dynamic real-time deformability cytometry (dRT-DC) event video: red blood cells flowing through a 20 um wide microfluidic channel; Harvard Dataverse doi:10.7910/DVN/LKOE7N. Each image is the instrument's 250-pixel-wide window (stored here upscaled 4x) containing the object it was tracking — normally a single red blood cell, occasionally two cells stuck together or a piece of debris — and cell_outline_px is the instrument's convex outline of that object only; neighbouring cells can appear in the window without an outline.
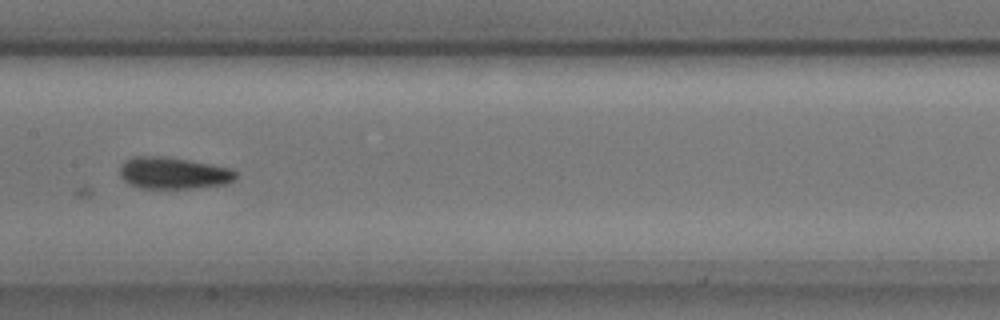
{"species": "common noctule bat (a hibernating species)", "species_latin": "Nyctalus noctula", "temperature_condition": "cold", "stored_images_in_passage": 9, "camera_frame_rate_fps": 3000, "um_per_image_px": 0.085, "animal": {"sex": "male", "body_mass_g": 17.9, "forearm_length_mm": 54.2}, "frame": {"image": 1, "passage_image": 6, "time_ms": 1.667, "image_size_px": [1000, 320], "cell_outline_px": [[236, 176], [232, 180], [224, 184], [196, 188], [140, 188], [128, 184], [120, 176], [120, 168], [124, 160], [132, 156], [164, 156], [192, 160], [232, 168], [236, 172]], "centroid_in_image_um": [14.71, 14.7], "position_along_channel_um": 192.7, "area_um2": 21.68}}
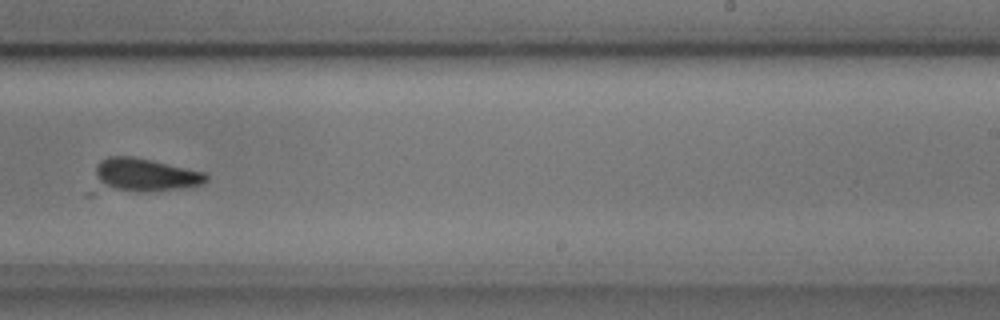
{"frame": {"image": 2, "passage_image": 8, "time_ms": 2.333, "image_size_px": [1000, 320], "cell_outline_px": [[208, 180], [200, 184], [180, 188], [144, 192], [140, 192], [116, 188], [96, 184], [96, 164], [100, 160], [108, 156], [136, 156], [204, 172], [208, 176]], "centroid_in_image_um": [12.32, 14.83], "position_along_channel_um": 276.7, "area_um2": 21.21}}